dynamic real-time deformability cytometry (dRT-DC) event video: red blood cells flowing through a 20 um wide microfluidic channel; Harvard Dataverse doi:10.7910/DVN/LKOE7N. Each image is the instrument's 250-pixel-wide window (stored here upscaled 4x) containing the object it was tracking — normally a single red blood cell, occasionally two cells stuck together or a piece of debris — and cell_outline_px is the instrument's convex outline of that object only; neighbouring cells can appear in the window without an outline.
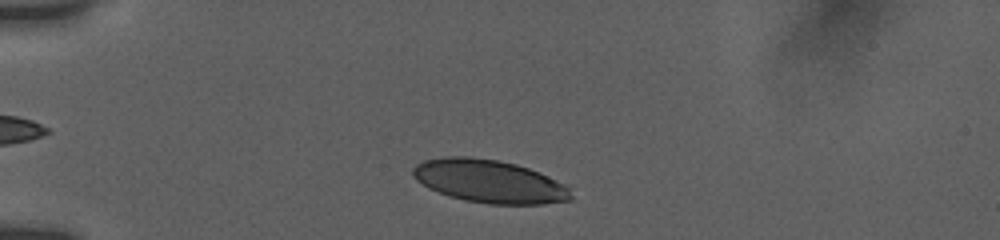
{"species": "human", "species_latin": "Homo sapiens", "temperature_condition": "room temperature", "stored_images_in_passage": 41, "camera_frame_rate_fps": 3000, "um_per_image_px": 0.085, "donor": {"sex": "female"}, "frame": {"image": 1, "passage_image": 3, "time_ms": 0.667, "image_size_px": [1000, 240], "cell_outline_px": [[572, 200], [544, 204], [488, 204], [464, 200], [448, 196], [428, 188], [416, 180], [412, 176], [412, 168], [416, 164], [424, 160], [444, 156], [468, 156], [496, 160], [516, 164], [528, 168], [548, 176], [564, 184], [568, 188], [572, 196]], "centroid_in_image_um": [41.55, 15.41], "position_along_channel_um": 43.4, "area_um2": 39.77}}
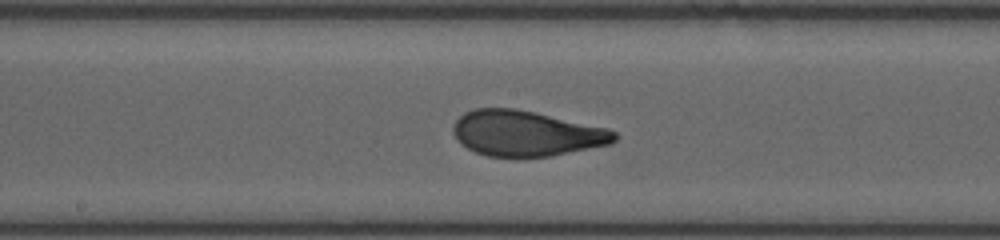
{"frame": {"image": 2, "passage_image": 20, "time_ms": 6.0, "image_size_px": [1000, 240], "cell_outline_px": [[620, 136], [612, 144], [552, 156], [488, 156], [476, 152], [460, 144], [456, 140], [452, 132], [452, 124], [464, 112], [476, 108], [516, 108], [608, 128], [616, 132]], "centroid_in_image_um": [44.73, 11.33], "position_along_channel_um": 203.5, "area_um2": 42.95}}
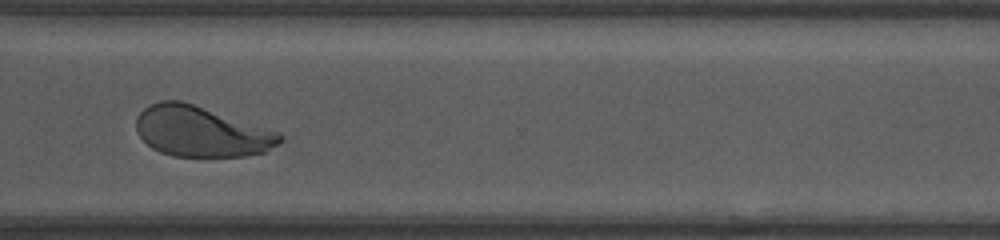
{"frame": {"image": 3, "passage_image": 36, "time_ms": 10.0, "image_size_px": [1000, 240], "cell_outline_px": [[284, 140], [280, 144], [268, 152], [244, 156], [172, 156], [160, 152], [152, 148], [136, 132], [136, 116], [148, 104], [160, 100], [180, 100], [280, 132], [284, 136]], "centroid_in_image_um": [17.12, 11.18], "position_along_channel_um": 353.5, "area_um2": 42.48}, "authors_computed_cell_mechanics": {"area_um2": 42.7142, "velocity_mm_per_s": 3.7578, "shape_relaxation_time_tau1_ms": 4.3147, "shape_relaxation_time_tau2_ms": null, "deformation_change_tau1": 0.1722, "deformation_change_tau2": null}}